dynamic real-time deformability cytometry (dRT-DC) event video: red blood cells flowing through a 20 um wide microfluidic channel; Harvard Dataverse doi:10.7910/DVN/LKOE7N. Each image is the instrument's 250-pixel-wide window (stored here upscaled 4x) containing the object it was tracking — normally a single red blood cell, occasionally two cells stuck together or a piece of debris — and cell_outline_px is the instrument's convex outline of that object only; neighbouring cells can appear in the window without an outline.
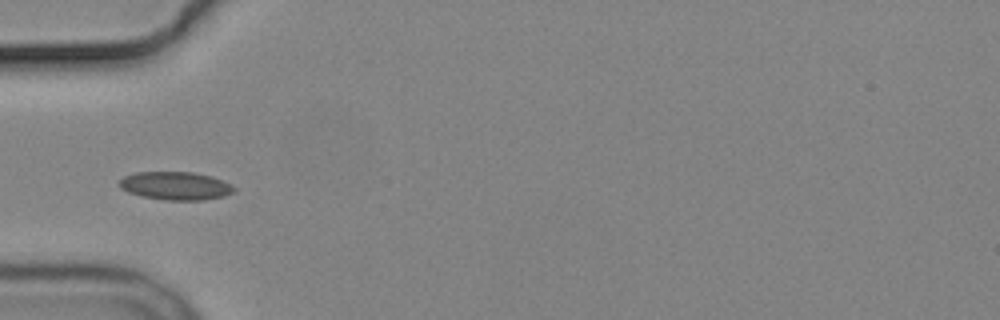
{"species": "common noctule bat (a hibernating species)", "species_latin": "Nyctalus noctula", "temperature_condition": "cold", "stored_images_in_passage": 4, "camera_frame_rate_fps": 3000, "um_per_image_px": 0.085, "animal": {"sex": "male", "body_mass_g": 19.2, "forearm_length_mm": 51.8}, "frame": {"image": 1, "passage_image": 2, "time_ms": 1.333, "image_size_px": [1000, 320], "cell_outline_px": [[236, 188], [232, 192], [224, 196], [204, 200], [164, 200], [144, 196], [128, 192], [120, 188], [116, 184], [124, 176], [136, 172], [192, 172], [212, 176]], "centroid_in_image_um": [14.87, 15.79], "position_along_channel_um": 70.1, "area_um2": 18.73}}
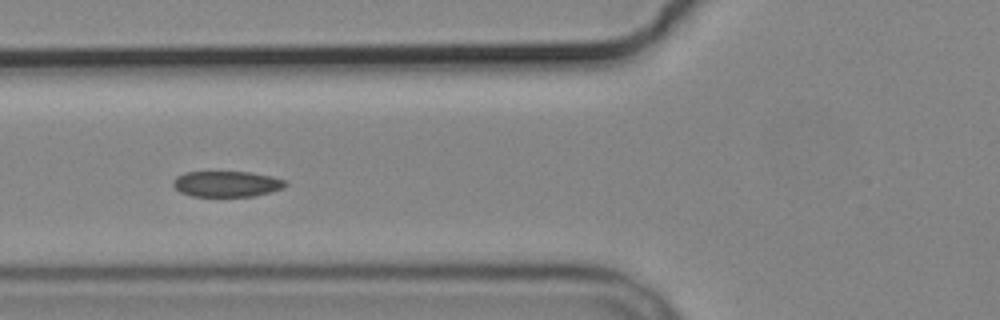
{"frame": {"image": 2, "passage_image": 3, "time_ms": 2.333, "image_size_px": [1000, 320], "cell_outline_px": [[288, 184], [284, 188], [252, 196], [192, 196], [180, 192], [172, 184], [172, 180], [176, 176], [184, 172], [252, 172], [272, 176], [284, 180]], "centroid_in_image_um": [19.25, 15.62], "position_along_channel_um": 106.5, "area_um2": 16.88}}
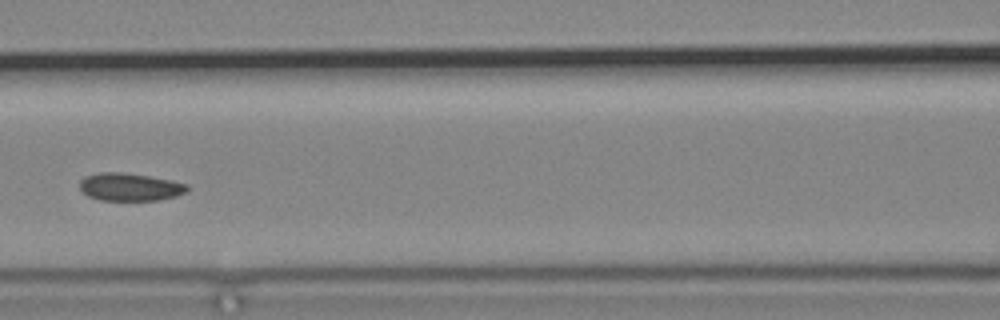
{"frame": {"image": 3, "passage_image": 4, "time_ms": 3.667, "image_size_px": [1000, 320], "cell_outline_px": [[188, 192], [176, 196], [156, 200], [100, 200], [88, 196], [80, 188], [80, 180], [84, 176], [100, 172], [124, 172], [148, 176], [188, 184]], "centroid_in_image_um": [11.03, 15.89], "position_along_channel_um": 155.6, "area_um2": 17.34}}